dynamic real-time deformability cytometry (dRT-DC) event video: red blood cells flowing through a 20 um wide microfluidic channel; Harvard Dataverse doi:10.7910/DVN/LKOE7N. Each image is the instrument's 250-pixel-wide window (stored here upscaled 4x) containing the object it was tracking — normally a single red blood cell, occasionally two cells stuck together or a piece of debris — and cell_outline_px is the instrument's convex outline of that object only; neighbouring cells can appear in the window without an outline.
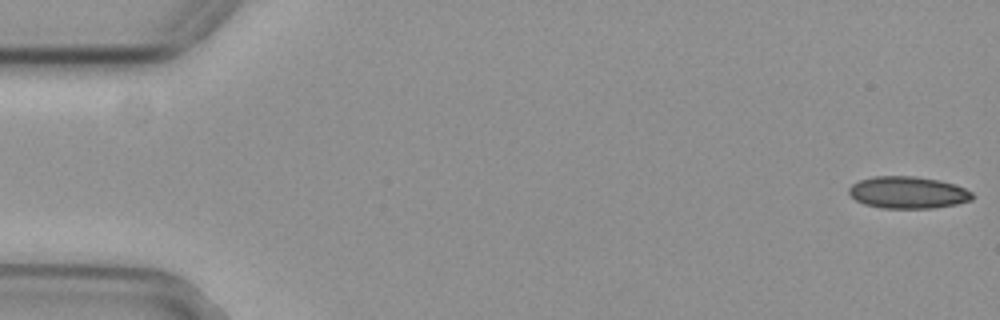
{"species": "common noctule bat (a hibernating species)", "species_latin": "Nyctalus noctula", "temperature_condition": "cold", "stored_images_in_passage": 21, "camera_frame_rate_fps": 3000, "um_per_image_px": 0.085, "animal": {"sex": "female", "body_mass_g": 29.2, "forearm_length_mm": 56.3}, "frame": {"image": 1, "passage_image": 1, "time_ms": 0.0, "image_size_px": [1000, 320], "cell_outline_px": [[972, 200], [956, 204], [932, 208], [880, 208], [864, 204], [856, 200], [848, 192], [848, 188], [852, 184], [860, 180], [872, 176], [916, 176], [940, 180], [956, 184], [972, 192]], "centroid_in_image_um": [77.16, 16.35], "position_along_channel_um": 7.8, "area_um2": 23.12}}
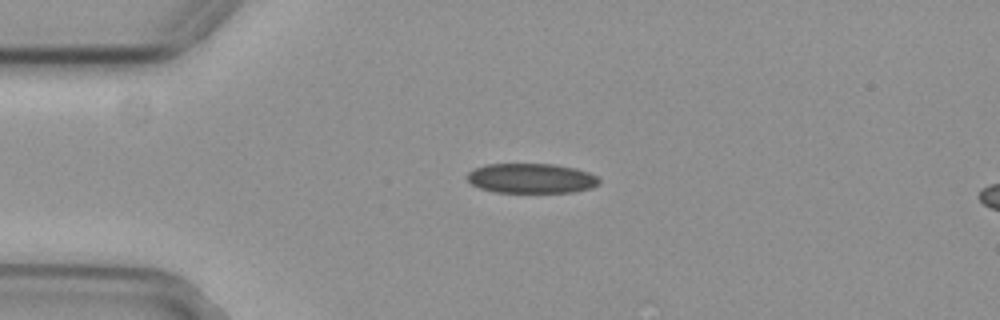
{"frame": {"image": 2, "passage_image": 13, "time_ms": 4.0, "image_size_px": [1000, 320], "cell_outline_px": [[600, 184], [592, 188], [572, 192], [496, 192], [480, 188], [472, 184], [468, 180], [468, 172], [484, 164], [556, 164], [576, 168], [588, 172], [596, 176], [600, 180]], "centroid_in_image_um": [45.19, 15.15], "position_along_channel_um": 39.8, "area_um2": 22.95}}
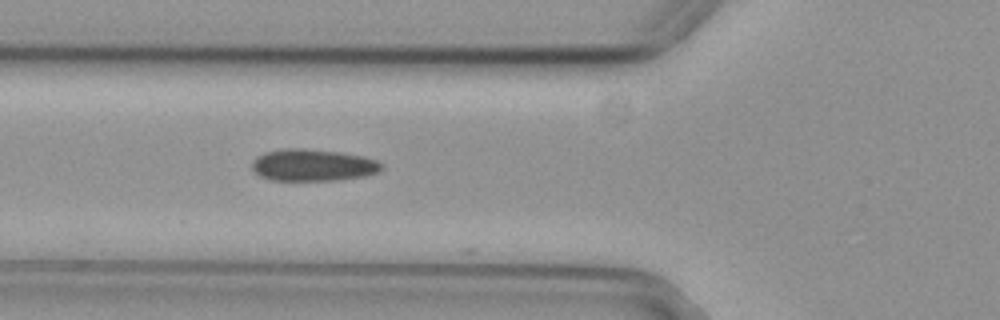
{"frame": {"image": 3, "passage_image": 20, "time_ms": 6.333, "image_size_px": [1000, 320], "cell_outline_px": [[384, 168], [380, 172], [364, 176], [336, 180], [272, 180], [260, 176], [252, 168], [252, 160], [256, 156], [264, 152], [284, 148], [304, 148], [340, 152], [364, 156], [376, 160], [384, 164]], "centroid_in_image_um": [26.62, 14.02], "position_along_channel_um": 99.2, "area_um2": 24.33}}